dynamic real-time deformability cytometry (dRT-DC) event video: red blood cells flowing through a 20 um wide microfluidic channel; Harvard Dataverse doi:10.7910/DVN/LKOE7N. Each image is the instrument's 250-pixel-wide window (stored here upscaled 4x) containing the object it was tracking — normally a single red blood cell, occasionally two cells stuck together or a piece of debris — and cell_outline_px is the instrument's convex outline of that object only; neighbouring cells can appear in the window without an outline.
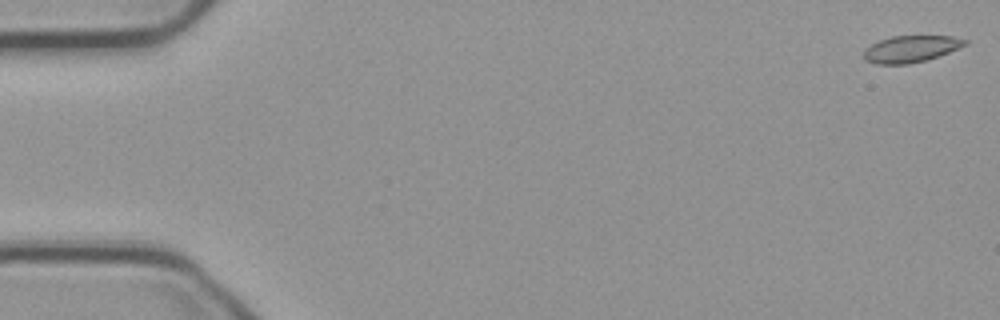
{"species": "common noctule bat (a hibernating species)", "species_latin": "Nyctalus noctula", "temperature_condition": "cold", "stored_images_in_passage": 55, "camera_frame_rate_fps": 3000, "um_per_image_px": 0.085, "animal": {"sex": "male", "body_mass_g": 23.1, "forearm_length_mm": 52.7}, "frame": {"image": 1, "passage_image": 1, "time_ms": 0.0, "image_size_px": [1000, 320], "cell_outline_px": [[968, 44], [948, 52], [924, 60], [908, 64], [876, 64], [864, 60], [864, 48], [880, 40], [892, 36], [952, 36], [968, 40]], "centroid_in_image_um": [77.4, 4.15], "position_along_channel_um": 7.6, "area_um2": 15.61}}
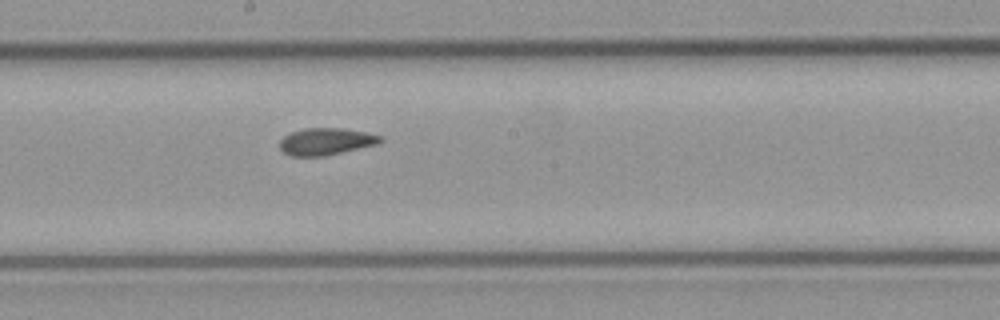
{"frame": {"image": 2, "passage_image": 30, "time_ms": 9.667, "image_size_px": [1000, 320], "cell_outline_px": [[384, 140], [376, 144], [324, 156], [288, 156], [280, 148], [280, 140], [284, 136], [292, 132], [304, 128], [344, 128], [384, 136]], "centroid_in_image_um": [27.7, 12.02], "position_along_channel_um": 220.5, "area_um2": 15.78}}
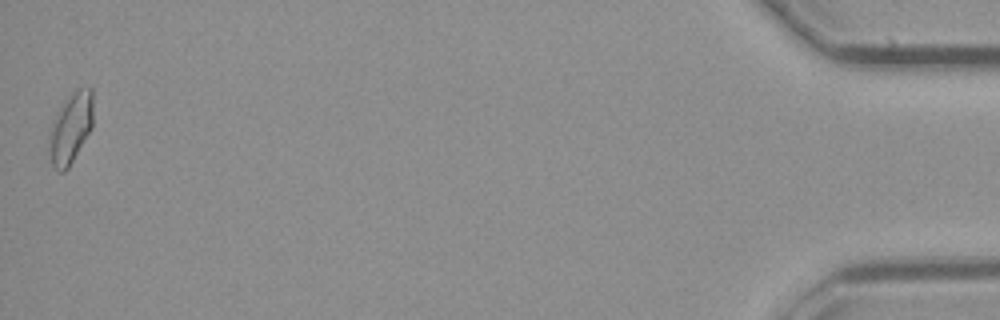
{"frame": {"image": 3, "passage_image": 55, "time_ms": 18.0, "image_size_px": [1000, 320], "cell_outline_px": [[92, 128], [68, 168], [64, 172], [60, 172], [52, 164], [48, 136], [52, 120], [64, 100], [76, 88], [92, 88]], "centroid_in_image_um": [6.0, 10.86], "position_along_channel_um": 429.2, "area_um2": 18.03}, "authors_computed_cell_mechanics": {"area_um2": 16.2418, "velocity_mm_per_s": 3.7163, "shape_relaxation_time_tau1_ms": null, "shape_relaxation_time_tau2_ms": 3.6389, "deformation_change_tau1": null, "deformation_change_tau2": 0.0746}}